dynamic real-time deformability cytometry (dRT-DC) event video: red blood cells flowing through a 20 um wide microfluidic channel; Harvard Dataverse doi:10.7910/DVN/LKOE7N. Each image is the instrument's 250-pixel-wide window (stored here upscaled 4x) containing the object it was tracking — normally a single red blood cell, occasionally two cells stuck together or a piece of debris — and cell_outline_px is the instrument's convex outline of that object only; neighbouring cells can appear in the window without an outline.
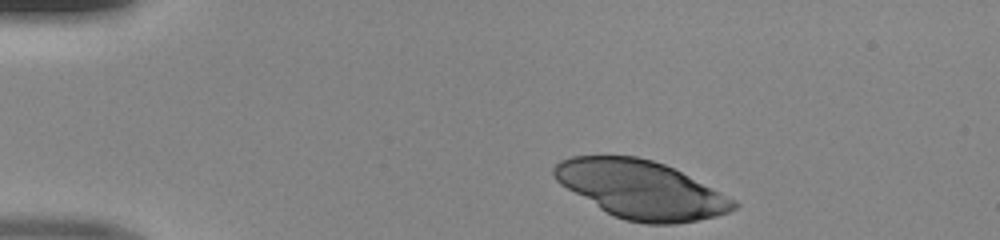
{"species": "human", "species_latin": "Homo sapiens", "temperature_condition": "room temperature", "stored_images_in_passage": 11, "camera_frame_rate_fps": 3000, "um_per_image_px": 0.085, "donor": {"sex": "male"}, "frame": {"image": 1, "passage_image": 1, "time_ms": 0.0, "image_size_px": [1000, 240], "cell_outline_px": [[740, 204], [736, 208], [728, 212], [716, 216], [676, 224], [648, 224], [624, 220], [612, 216], [560, 184], [552, 176], [552, 168], [560, 160], [572, 156], [636, 156], [652, 160], [664, 164], [736, 200]], "centroid_in_image_um": [54.46, 16.12], "position_along_channel_um": 30.5, "area_um2": 60.34}}